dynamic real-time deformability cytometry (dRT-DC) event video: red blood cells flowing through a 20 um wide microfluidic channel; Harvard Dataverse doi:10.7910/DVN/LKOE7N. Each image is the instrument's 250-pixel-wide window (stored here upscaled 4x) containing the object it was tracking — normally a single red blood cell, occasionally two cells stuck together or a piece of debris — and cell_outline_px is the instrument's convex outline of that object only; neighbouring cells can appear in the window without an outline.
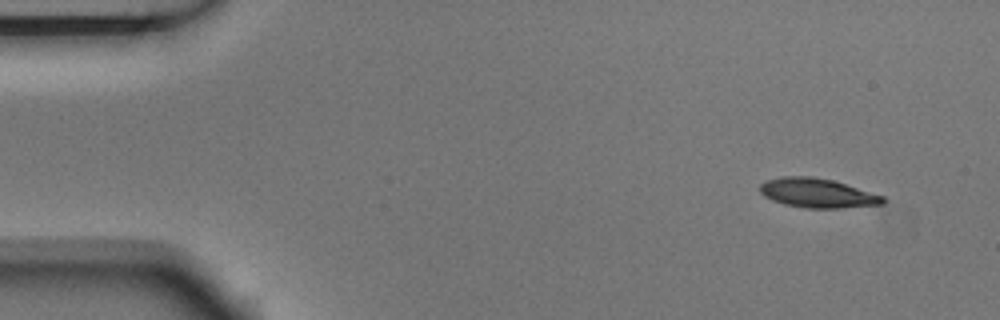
{"species": "Egyptian fruit bat (a non-hibernating species)", "species_latin": "Rousettus aegyptiacus", "temperature_condition": "room temperature", "stored_images_in_passage": 4, "camera_frame_rate_fps": 3000, "um_per_image_px": 0.085, "animal": {"sex": "male"}, "frame": {"image": 1, "passage_image": 1, "time_ms": 0.0, "image_size_px": [1000, 320], "cell_outline_px": [[884, 204], [840, 208], [808, 208], [784, 204], [772, 200], [764, 196], [760, 192], [760, 184], [768, 180], [784, 176], [812, 176], [832, 180], [884, 196]], "centroid_in_image_um": [69.47, 16.41], "position_along_channel_um": 15.5, "area_um2": 20.81}}
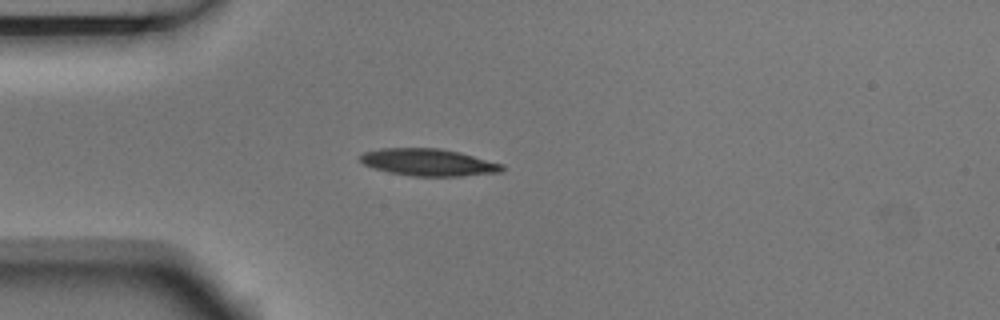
{"frame": {"image": 2, "passage_image": 4, "time_ms": 1.0, "image_size_px": [1000, 320], "cell_outline_px": [[504, 168], [500, 172], [460, 176], [412, 176], [388, 172], [372, 168], [364, 164], [360, 160], [360, 156], [364, 152], [380, 148], [440, 148], [460, 152], [504, 164]], "centroid_in_image_um": [36.41, 13.79], "position_along_channel_um": 48.6, "area_um2": 22.48}}